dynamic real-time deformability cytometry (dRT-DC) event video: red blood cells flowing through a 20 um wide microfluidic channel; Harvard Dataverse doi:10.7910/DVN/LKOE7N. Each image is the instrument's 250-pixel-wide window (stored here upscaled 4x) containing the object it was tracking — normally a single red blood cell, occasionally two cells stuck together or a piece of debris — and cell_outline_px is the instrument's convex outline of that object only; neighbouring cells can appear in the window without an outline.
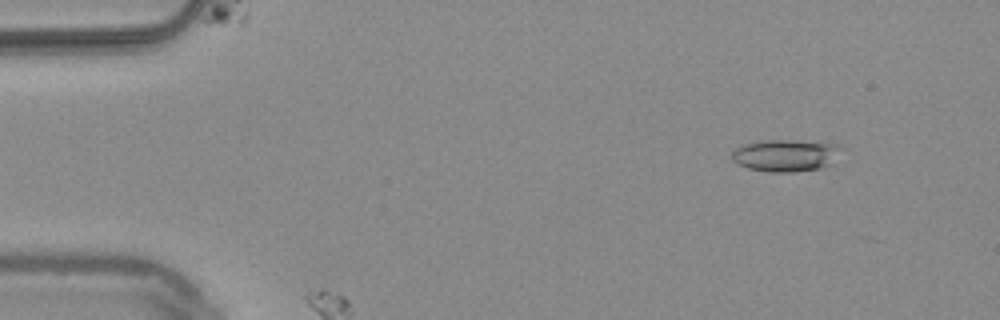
{"species": "common noctule bat (a hibernating species)", "species_latin": "Nyctalus noctula", "temperature_condition": "warm", "stored_images_in_passage": 37, "camera_frame_rate_fps": 3000, "um_per_image_px": 0.085, "animal": {"sex": "male", "body_mass_g": 20.4}, "frame": {"image": 1, "passage_image": 1, "time_ms": 0.0, "image_size_px": [1000, 320], "cell_outline_px": [[840, 148], [832, 164], [820, 168], [792, 172], [768, 172], [748, 168], [736, 164], [732, 160], [732, 152], [736, 148], [744, 144], [764, 140], [796, 140], [836, 144]], "centroid_in_image_um": [66.73, 13.21], "position_along_channel_um": 18.3, "area_um2": 20.35}}